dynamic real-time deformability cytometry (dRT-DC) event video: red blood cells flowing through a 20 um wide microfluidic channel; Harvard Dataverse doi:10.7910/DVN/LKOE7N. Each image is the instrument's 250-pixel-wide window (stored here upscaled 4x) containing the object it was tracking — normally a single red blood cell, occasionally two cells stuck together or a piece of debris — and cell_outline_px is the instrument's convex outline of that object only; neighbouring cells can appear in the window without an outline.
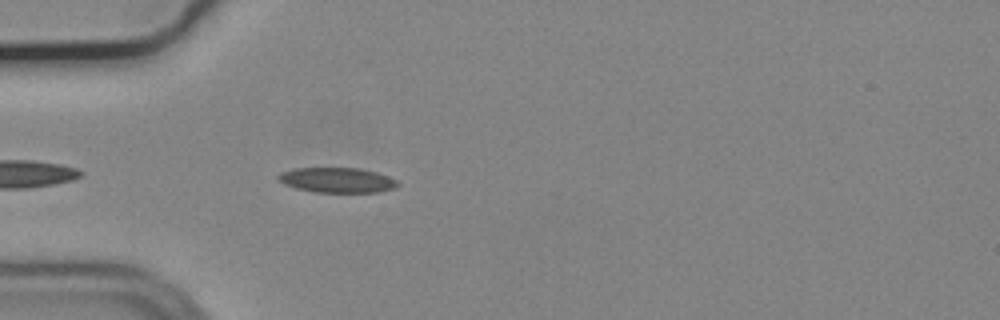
{"species": "common noctule bat (a hibernating species)", "species_latin": "Nyctalus noctula", "temperature_condition": "cold", "stored_images_in_passage": 21, "camera_frame_rate_fps": 3000, "um_per_image_px": 0.085, "animal": {"sex": "male", "body_mass_g": 19.2, "forearm_length_mm": 51.8}, "frame": {"image": 1, "passage_image": 1, "time_ms": 0.0, "image_size_px": [1000, 320], "cell_outline_px": [[400, 184], [396, 188], [380, 192], [316, 192], [296, 188], [284, 184], [276, 180], [276, 176], [280, 172], [296, 168], [360, 168], [376, 172], [388, 176], [396, 180]], "centroid_in_image_um": [28.65, 15.31], "position_along_channel_um": 56.4, "area_um2": 17.57}}